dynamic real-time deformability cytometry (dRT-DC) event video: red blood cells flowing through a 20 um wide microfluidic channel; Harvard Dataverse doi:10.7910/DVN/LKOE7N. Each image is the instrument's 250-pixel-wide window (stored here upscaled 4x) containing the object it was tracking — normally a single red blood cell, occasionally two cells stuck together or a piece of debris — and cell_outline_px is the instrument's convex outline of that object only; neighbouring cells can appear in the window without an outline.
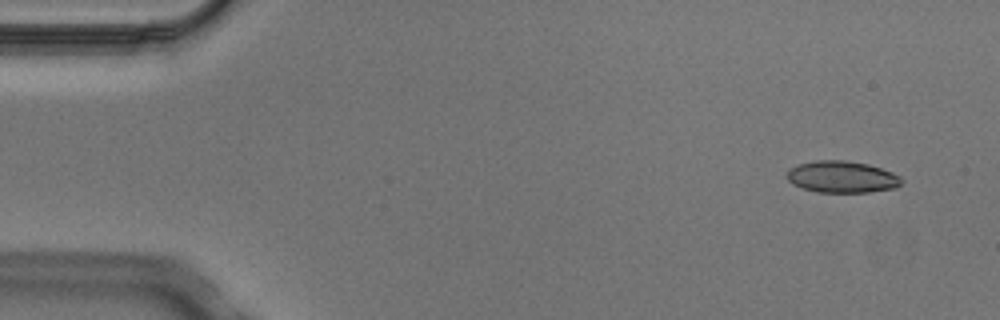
{"species": "Egyptian fruit bat (a non-hibernating species)", "species_latin": "Rousettus aegyptiacus", "temperature_condition": "cold", "stored_images_in_passage": 4, "segment_of_instrument_passage": [2, 2], "camera_frame_rate_fps": 3000, "um_per_image_px": 0.085, "animal": {"sex": "male"}, "frame": {"image": 1, "passage_image": 4, "time_ms": 1.0, "image_size_px": [1000, 320], "cell_outline_px": [[904, 180], [896, 188], [868, 192], [816, 192], [792, 184], [784, 176], [788, 168], [796, 164], [816, 160], [844, 160], [868, 164], [892, 172], [900, 176]], "centroid_in_image_um": [71.53, 15.03], "position_along_channel_um": 13.5, "area_um2": 21.44}}